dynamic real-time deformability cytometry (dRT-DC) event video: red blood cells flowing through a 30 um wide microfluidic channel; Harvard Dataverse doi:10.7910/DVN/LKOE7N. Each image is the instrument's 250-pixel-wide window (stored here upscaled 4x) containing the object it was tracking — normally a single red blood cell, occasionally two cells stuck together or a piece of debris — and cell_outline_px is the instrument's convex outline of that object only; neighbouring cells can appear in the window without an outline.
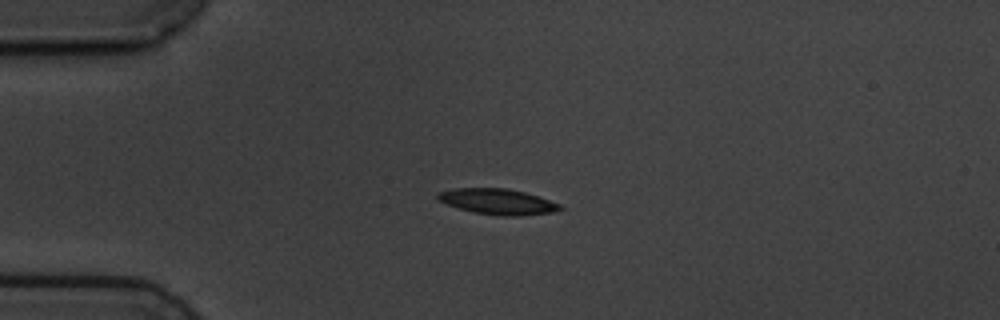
{"species": "common noctule bat (a hibernating species)", "species_latin": "Nyctalus noctula", "temperature_condition": "cold", "stored_images_in_passage": 2, "camera_frame_rate_fps": 3000, "um_per_image_px": 0.085, "animal": {"sex": "male", "body_mass_g": 19.5, "forearm_length_mm": 54.6}, "frame": {"image": 1, "passage_image": 1, "time_ms": 0.0, "image_size_px": [1000, 320], "cell_outline_px": [[564, 208], [552, 212], [520, 216], [500, 216], [472, 212], [448, 204], [440, 200], [436, 196], [436, 192], [452, 188], [508, 188], [524, 192], [560, 204]], "centroid_in_image_um": [42.28, 17.13], "position_along_channel_um": 42.7, "area_um2": 18.21}}